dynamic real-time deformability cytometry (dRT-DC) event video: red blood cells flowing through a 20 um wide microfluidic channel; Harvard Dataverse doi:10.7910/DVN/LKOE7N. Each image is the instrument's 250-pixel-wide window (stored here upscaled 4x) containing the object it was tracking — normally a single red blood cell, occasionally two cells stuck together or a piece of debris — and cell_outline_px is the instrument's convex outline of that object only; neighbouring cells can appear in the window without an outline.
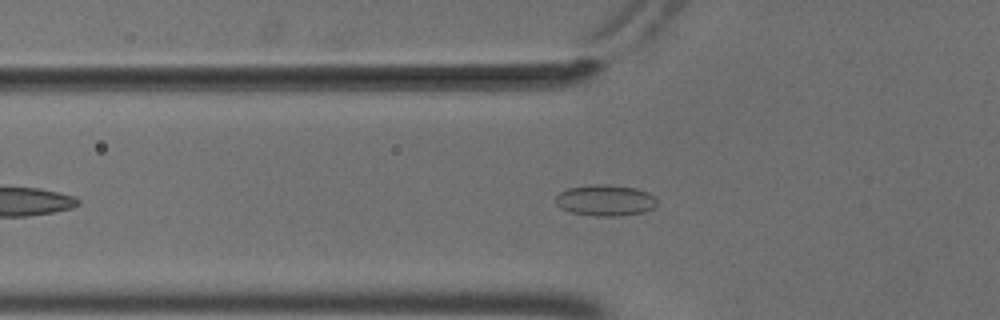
{"species": "common noctule bat (a hibernating species)", "species_latin": "Nyctalus noctula", "temperature_condition": "cold", "stored_images_in_passage": 43, "camera_frame_rate_fps": 3000, "um_per_image_px": 0.085, "animal": {"sex": "male", "body_mass_g": 18.8}, "frame": {"image": 1, "passage_image": 10, "time_ms": 3.0, "image_size_px": [1000, 320], "cell_outline_px": [[656, 208], [644, 212], [616, 216], [596, 216], [572, 212], [560, 208], [556, 204], [556, 196], [560, 192], [568, 188], [588, 184], [604, 184], [636, 188], [648, 192], [656, 200]], "centroid_in_image_um": [51.45, 17.02], "position_along_channel_um": 74.4, "area_um2": 18.44}}
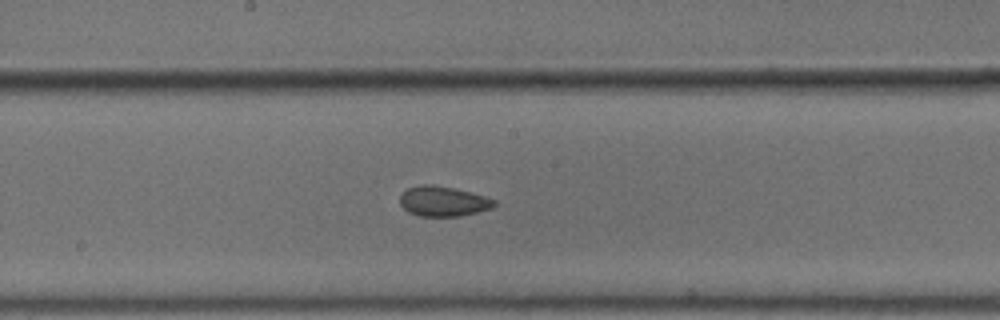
{"frame": {"image": 2, "passage_image": 21, "time_ms": 6.667, "image_size_px": [1000, 320], "cell_outline_px": [[496, 204], [492, 208], [460, 216], [420, 216], [408, 212], [400, 204], [400, 196], [408, 188], [420, 184], [432, 184], [452, 188], [484, 196], [496, 200]], "centroid_in_image_um": [37.65, 17.11], "position_along_channel_um": 210.6, "area_um2": 16.36}}
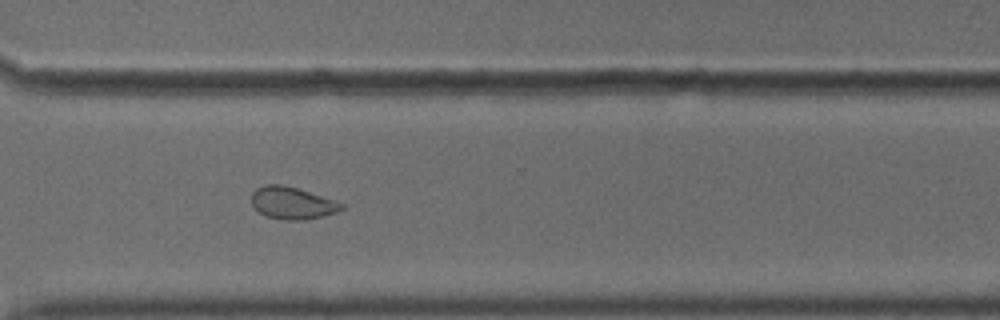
{"frame": {"image": 3, "passage_image": 32, "time_ms": 10.333, "image_size_px": [1000, 320], "cell_outline_px": [[344, 208], [336, 212], [304, 220], [284, 220], [264, 216], [252, 204], [252, 192], [256, 188], [268, 184], [284, 184], [336, 200], [344, 204]], "centroid_in_image_um": [24.84, 17.25], "position_along_channel_um": 345.8, "area_um2": 16.88}}